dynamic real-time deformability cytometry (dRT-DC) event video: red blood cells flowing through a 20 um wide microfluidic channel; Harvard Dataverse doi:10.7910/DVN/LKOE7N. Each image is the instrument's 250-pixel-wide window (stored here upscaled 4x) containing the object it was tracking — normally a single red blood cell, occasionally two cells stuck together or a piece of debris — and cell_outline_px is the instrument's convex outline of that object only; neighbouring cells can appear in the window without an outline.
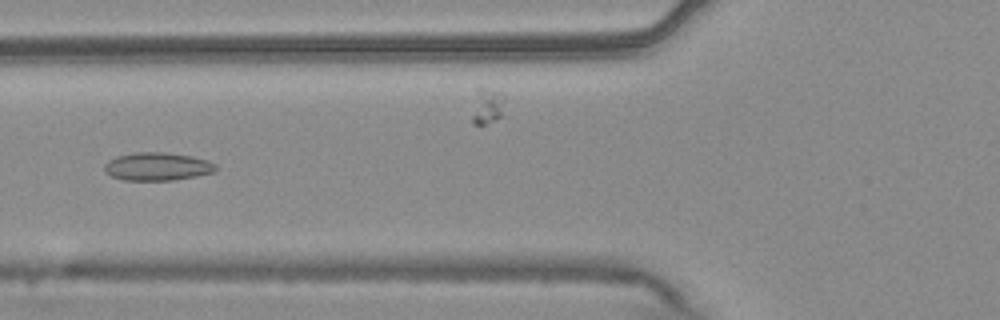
{"species": "common noctule bat (a hibernating species)", "species_latin": "Nyctalus noctula", "temperature_condition": "warm", "stored_images_in_passage": 16, "camera_frame_rate_fps": 3000, "um_per_image_px": 0.085, "animal": {"sex": "male", "body_mass_g": 20.4}, "frame": {"image": 1, "passage_image": 7, "time_ms": 2.0, "image_size_px": [1000, 320], "cell_outline_px": [[216, 168], [212, 172], [196, 176], [172, 180], [124, 180], [112, 176], [104, 172], [104, 164], [108, 160], [116, 156], [136, 152], [164, 152], [192, 156], [208, 160], [216, 164]], "centroid_in_image_um": [13.34, 14.14], "position_along_channel_um": 112.5, "area_um2": 18.21}}
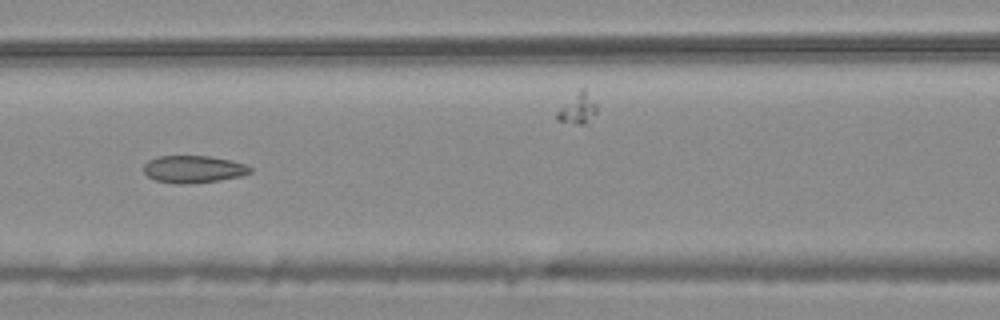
{"frame": {"image": 2, "passage_image": 10, "time_ms": 3.0, "image_size_px": [1000, 320], "cell_outline_px": [[252, 172], [244, 176], [220, 180], [184, 184], [176, 184], [156, 180], [148, 176], [144, 172], [144, 164], [148, 160], [156, 156], [208, 156], [232, 160], [248, 164], [252, 168]], "centroid_in_image_um": [16.49, 14.37], "position_along_channel_um": 150.1, "area_um2": 17.17}}